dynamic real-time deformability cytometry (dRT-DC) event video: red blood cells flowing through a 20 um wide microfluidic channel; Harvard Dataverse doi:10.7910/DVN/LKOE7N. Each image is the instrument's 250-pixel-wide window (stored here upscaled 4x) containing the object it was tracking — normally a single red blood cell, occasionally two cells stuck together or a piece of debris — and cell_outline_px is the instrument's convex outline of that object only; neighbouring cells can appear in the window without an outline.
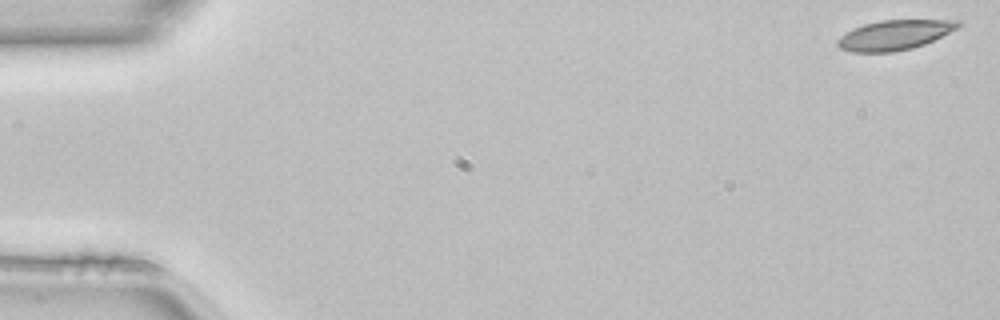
{"species": "common noctule bat (a hibernating species)", "species_latin": "Nyctalus noctula", "temperature_condition": "room temperature", "stored_images_in_passage": 1, "camera_frame_rate_fps": 3000, "um_per_image_px": 0.085, "animal": {"sex": "female", "body_mass_g": 22.7, "forearm_length_mm": 54.2}, "frame": {"image": 1, "passage_image": 1, "time_ms": 0.0, "image_size_px": [1000, 320], "cell_outline_px": [[960, 24], [956, 28], [924, 44], [912, 48], [892, 52], [852, 52], [840, 48], [836, 44], [836, 40], [840, 36], [852, 28], [864, 24], [880, 20], [960, 20]], "centroid_in_image_um": [75.96, 2.97], "position_along_channel_um": 9.0, "area_um2": 20.75}}